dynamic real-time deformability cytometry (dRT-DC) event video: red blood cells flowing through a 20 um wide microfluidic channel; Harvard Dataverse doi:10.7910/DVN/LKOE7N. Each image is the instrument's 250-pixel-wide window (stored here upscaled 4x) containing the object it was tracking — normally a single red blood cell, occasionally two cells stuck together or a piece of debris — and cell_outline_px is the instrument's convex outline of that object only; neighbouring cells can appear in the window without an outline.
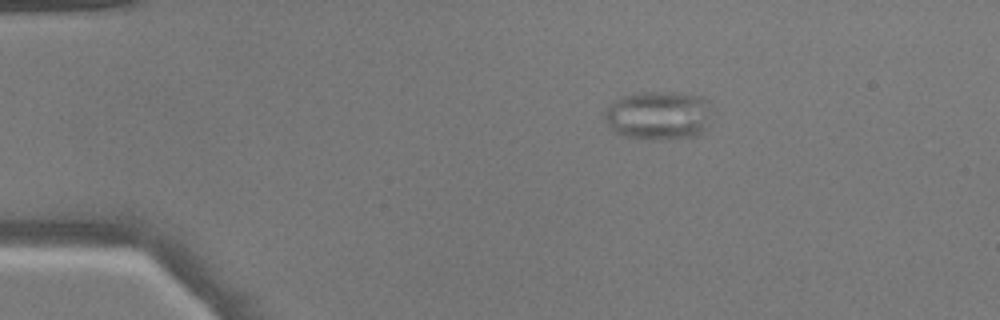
{"species": "common noctule bat (a hibernating species)", "species_latin": "Nyctalus noctula", "temperature_condition": "warm", "stored_images_in_passage": 20, "camera_frame_rate_fps": 3000, "um_per_image_px": 0.085, "animal": {"sex": "male", "body_mass_g": 17.9}, "frame": {"image": 1, "passage_image": 4, "time_ms": 1.0, "image_size_px": [1000, 320], "cell_outline_px": [[708, 100], [704, 132], [700, 136], [652, 140], [648, 140], [624, 136], [616, 132], [604, 120], [604, 108], [608, 104], [620, 96], [640, 92], [676, 92], [704, 96]], "centroid_in_image_um": [55.9, 9.8], "position_along_channel_um": 29.1, "area_um2": 30.63}}
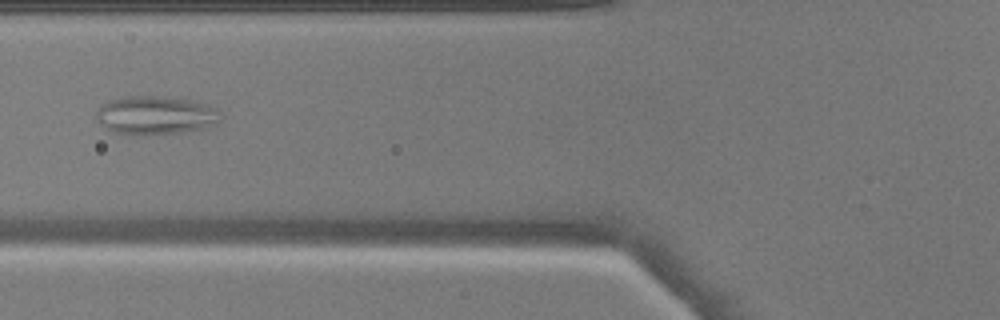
{"frame": {"image": 2, "passage_image": 15, "time_ms": 4.667, "image_size_px": [1000, 320], "cell_outline_px": [[220, 120], [216, 124], [208, 128], [180, 132], [116, 132], [104, 128], [96, 120], [96, 112], [108, 100], [120, 96], [164, 96], [188, 100], [204, 104], [216, 108], [220, 112]], "centroid_in_image_um": [13.23, 9.75], "position_along_channel_um": 112.6, "area_um2": 27.22}}